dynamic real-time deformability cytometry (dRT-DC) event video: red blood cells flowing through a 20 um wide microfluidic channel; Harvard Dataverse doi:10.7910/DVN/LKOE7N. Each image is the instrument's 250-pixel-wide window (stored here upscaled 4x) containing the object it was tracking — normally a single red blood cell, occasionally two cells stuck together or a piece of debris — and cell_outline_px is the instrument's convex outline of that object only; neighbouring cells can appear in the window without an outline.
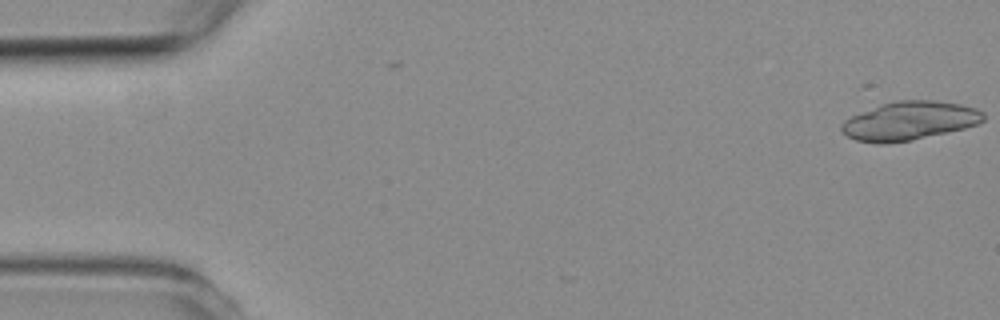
{"species": "common noctule bat (a hibernating species)", "species_latin": "Nyctalus noctula", "temperature_condition": "room temperature", "stored_images_in_passage": 2, "camera_frame_rate_fps": 3000, "um_per_image_px": 0.085, "animal": {"sex": "female", "body_mass_g": 19.3, "forearm_length_mm": 54.1}, "frame": {"image": 1, "passage_image": 1, "time_ms": 0.0, "image_size_px": [1000, 320], "cell_outline_px": [[984, 120], [976, 124], [964, 128], [912, 140], [884, 144], [876, 144], [856, 140], [840, 132], [840, 124], [844, 120], [852, 116], [880, 104], [896, 100], [932, 100], [960, 104], [976, 108], [984, 112]], "centroid_in_image_um": [77.27, 10.27], "position_along_channel_um": 7.7, "area_um2": 31.96}}